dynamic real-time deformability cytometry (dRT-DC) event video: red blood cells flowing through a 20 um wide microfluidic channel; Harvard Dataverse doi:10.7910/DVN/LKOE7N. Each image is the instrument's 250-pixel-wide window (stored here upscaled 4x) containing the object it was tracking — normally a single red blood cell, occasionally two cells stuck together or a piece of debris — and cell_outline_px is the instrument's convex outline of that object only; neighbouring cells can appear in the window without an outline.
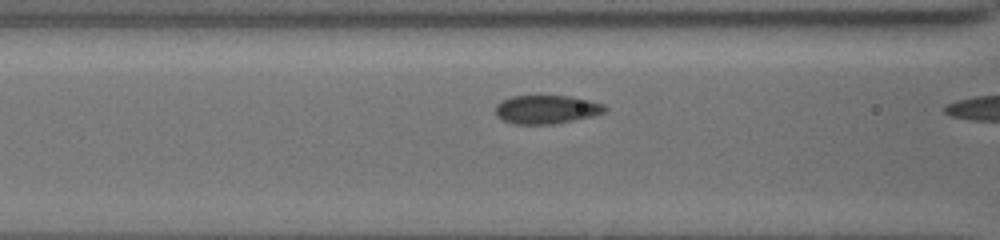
{"species": "common noctule bat (a hibernating species)", "species_latin": "Nyctalus noctula", "temperature_condition": "cold", "stored_images_in_passage": 8, "camera_frame_rate_fps": 3000, "um_per_image_px": 0.085, "animal": {"sex": "female", "body_mass_g": 19.5, "forearm_length_mm": 54.1}, "frame": {"image": 1, "passage_image": 6, "time_ms": 1.333, "image_size_px": [1000, 240], "cell_outline_px": [[608, 108], [604, 112], [592, 116], [552, 124], [516, 124], [504, 120], [496, 116], [496, 104], [500, 100], [512, 96], [572, 96], [604, 104]], "centroid_in_image_um": [46.44, 9.29], "position_along_channel_um": 120.2, "area_um2": 18.15}}